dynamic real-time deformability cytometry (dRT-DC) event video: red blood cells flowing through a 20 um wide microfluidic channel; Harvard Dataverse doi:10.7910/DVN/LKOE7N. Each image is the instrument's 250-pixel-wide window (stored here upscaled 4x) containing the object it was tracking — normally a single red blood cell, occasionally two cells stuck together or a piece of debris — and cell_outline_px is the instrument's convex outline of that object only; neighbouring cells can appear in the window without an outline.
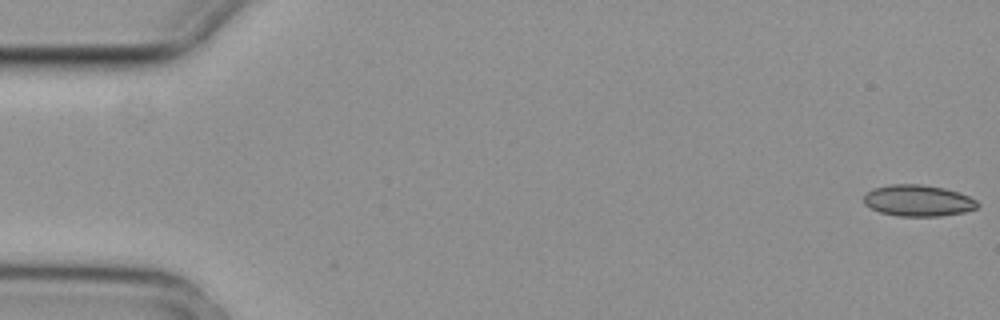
{"species": "common noctule bat (a hibernating species)", "species_latin": "Nyctalus noctula", "temperature_condition": "cold", "stored_images_in_passage": 8, "camera_frame_rate_fps": 3000, "um_per_image_px": 0.085, "animal": {"sex": "female", "body_mass_g": 29.2, "forearm_length_mm": 56.3}, "frame": {"image": 1, "passage_image": 1, "time_ms": 0.0, "image_size_px": [1000, 320], "cell_outline_px": [[980, 204], [976, 208], [964, 212], [940, 216], [896, 216], [880, 212], [864, 204], [864, 196], [872, 188], [888, 184], [920, 184], [944, 188], [968, 196], [976, 200]], "centroid_in_image_um": [78.02, 17.05], "position_along_channel_um": 7.0, "area_um2": 20.75}}
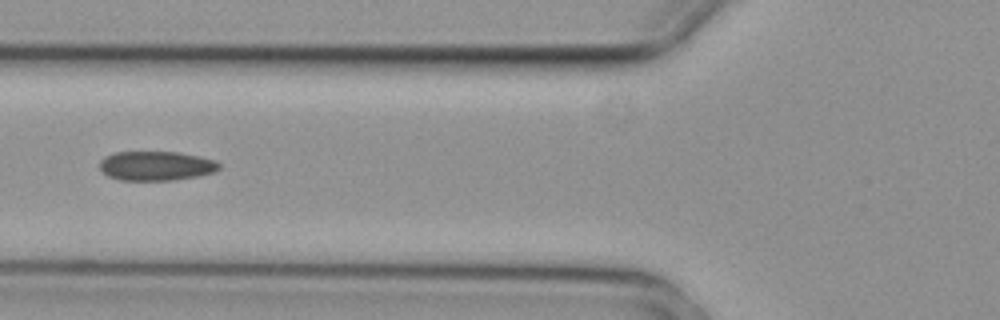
{"frame": {"image": 2, "passage_image": 6, "time_ms": 1.667, "image_size_px": [1000, 320], "cell_outline_px": [[220, 168], [212, 172], [200, 176], [172, 180], [120, 180], [108, 176], [100, 168], [100, 160], [104, 156], [116, 152], [176, 152], [200, 156], [216, 160], [220, 164]], "centroid_in_image_um": [13.28, 14.09], "position_along_channel_um": 112.5, "area_um2": 20.46}}
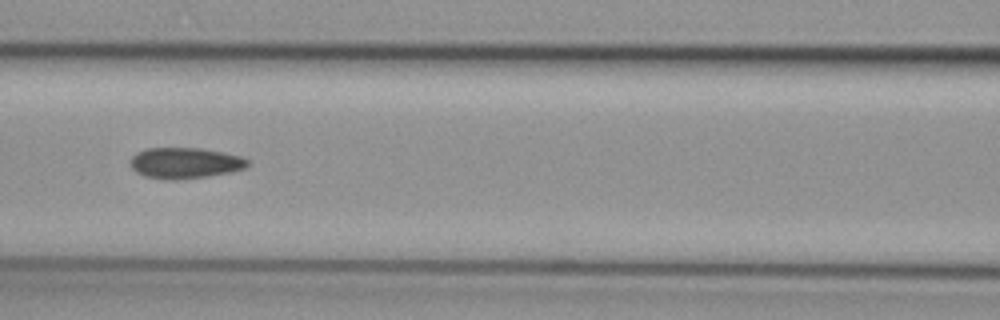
{"frame": {"image": 3, "passage_image": 7, "time_ms": 2.0, "image_size_px": [1000, 320], "cell_outline_px": [[248, 164], [244, 168], [232, 172], [208, 176], [176, 180], [164, 180], [144, 176], [136, 172], [128, 164], [128, 160], [136, 152], [144, 148], [200, 148], [224, 152], [240, 156], [248, 160]], "centroid_in_image_um": [15.66, 13.86], "position_along_channel_um": 150.9, "area_um2": 21.44}}